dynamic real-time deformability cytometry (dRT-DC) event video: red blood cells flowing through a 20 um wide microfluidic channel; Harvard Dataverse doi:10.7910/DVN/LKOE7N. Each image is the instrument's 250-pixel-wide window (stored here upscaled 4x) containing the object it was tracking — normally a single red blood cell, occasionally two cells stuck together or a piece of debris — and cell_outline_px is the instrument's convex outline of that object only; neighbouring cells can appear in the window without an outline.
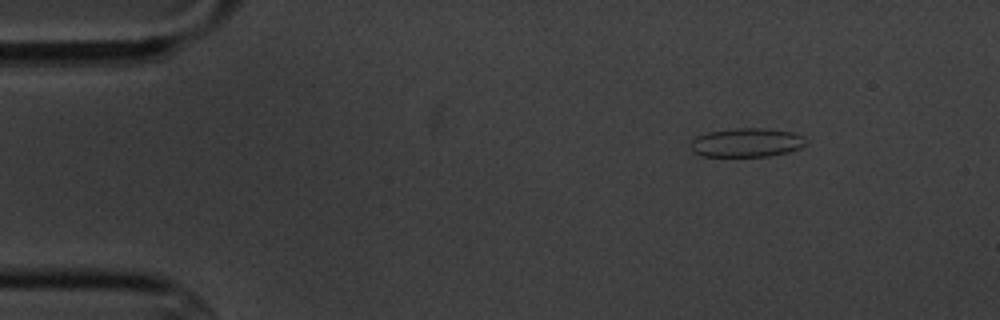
{"species": "common noctule bat (a hibernating species)", "species_latin": "Nyctalus noctula", "temperature_condition": "cold", "stored_images_in_passage": 6, "camera_frame_rate_fps": 3000, "um_per_image_px": 0.085, "animal": {"sex": "male", "body_mass_g": 20.1, "forearm_length_mm": 53.5}, "frame": {"image": 1, "passage_image": 2, "time_ms": 1.333, "image_size_px": [1000, 320], "cell_outline_px": [[808, 140], [800, 148], [788, 152], [768, 156], [700, 156], [692, 152], [692, 140], [696, 136], [708, 132], [736, 128], [764, 128], [792, 132], [804, 136]], "centroid_in_image_um": [63.47, 12.12], "position_along_channel_um": 21.5, "area_um2": 19.42}}